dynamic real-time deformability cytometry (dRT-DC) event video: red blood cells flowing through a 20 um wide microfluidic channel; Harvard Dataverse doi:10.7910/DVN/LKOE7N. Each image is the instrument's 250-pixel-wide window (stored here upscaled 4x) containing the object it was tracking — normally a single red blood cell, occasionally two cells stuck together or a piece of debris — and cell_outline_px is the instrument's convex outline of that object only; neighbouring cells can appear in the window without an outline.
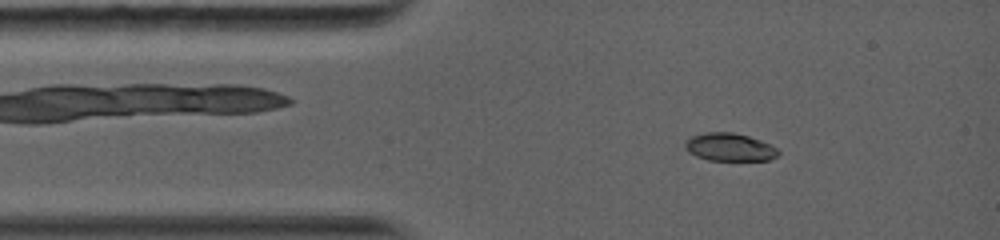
{"species": "common noctule bat (a hibernating species)", "species_latin": "Nyctalus noctula", "temperature_condition": "warm", "stored_images_in_passage": 28, "camera_frame_rate_fps": 5000, "um_per_image_px": 0.085, "animal": {"sex": "female", "body_mass_g": 19.0, "forearm_length_mm": 56.7}, "frame": {"image": 1, "passage_image": 2, "time_ms": 0.6, "image_size_px": [1000, 240], "cell_outline_px": [[780, 152], [776, 156], [768, 160], [708, 160], [696, 156], [688, 152], [684, 148], [684, 144], [692, 136], [704, 132], [732, 132], [748, 136], [760, 140], [776, 148]], "centroid_in_image_um": [61.98, 12.5], "position_along_channel_um": 23.0, "area_um2": 15.03}}
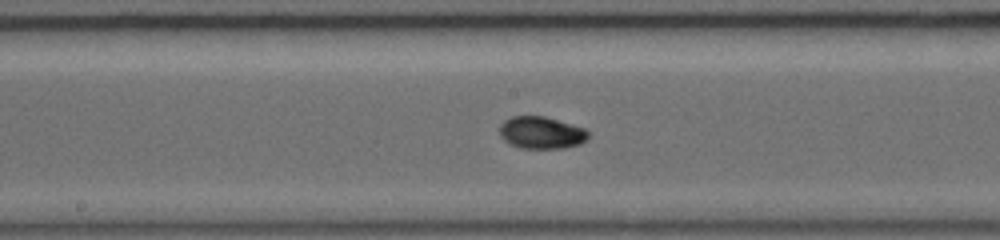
{"frame": {"image": 2, "passage_image": 11, "time_ms": 5.6, "image_size_px": [1000, 240], "cell_outline_px": [[588, 140], [580, 144], [564, 148], [520, 148], [508, 144], [500, 136], [500, 124], [504, 120], [512, 116], [544, 116], [584, 128], [588, 132]], "centroid_in_image_um": [45.99, 11.28], "position_along_channel_um": 202.2, "area_um2": 16.7}}
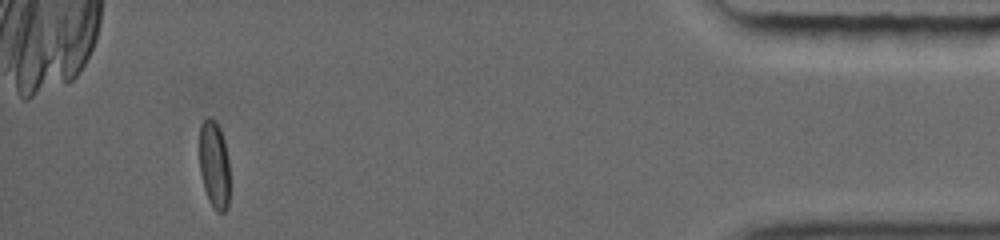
{"frame": {"image": 3, "passage_image": 25, "time_ms": 12.6, "image_size_px": [1000, 240], "cell_outline_px": [[228, 208], [224, 212], [216, 212], [212, 208], [208, 200], [204, 188], [200, 172], [200, 124], [208, 116], [216, 120], [220, 128], [224, 140], [228, 160]], "centroid_in_image_um": [18.2, 14.0], "position_along_channel_um": 417.0, "area_um2": 15.55}, "authors_computed_cell_mechanics": {"area_um2": 15.9239, "velocity_mm_per_s": 4.1495, "shape_relaxation_time_tau1_ms": 4.2314, "shape_relaxation_time_tau2_ms": 0.6249, "deformation_change_tau1": 0.1812, "deformation_change_tau2": 0.0256}}